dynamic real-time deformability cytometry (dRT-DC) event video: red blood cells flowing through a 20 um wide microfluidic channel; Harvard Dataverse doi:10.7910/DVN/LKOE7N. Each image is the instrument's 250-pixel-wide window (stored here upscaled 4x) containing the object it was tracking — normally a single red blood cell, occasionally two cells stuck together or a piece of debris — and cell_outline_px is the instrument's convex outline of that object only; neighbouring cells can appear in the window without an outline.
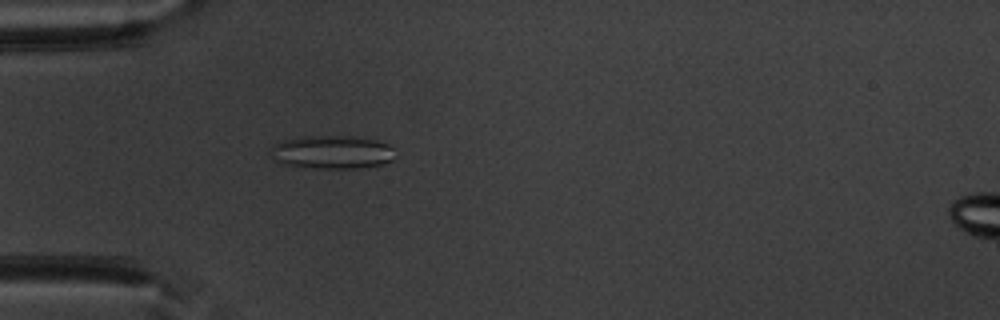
{"species": "common noctule bat (a hibernating species)", "species_latin": "Nyctalus noctula", "temperature_condition": "warm", "stored_images_in_passage": 52, "camera_frame_rate_fps": 3000, "um_per_image_px": 0.085, "animal": {"sex": "male", "body_mass_g": 20.1, "forearm_length_mm": 53.5}, "frame": {"image": 1, "passage_image": 16, "time_ms": 5.0, "image_size_px": [1000, 320], "cell_outline_px": [[392, 160], [384, 164], [356, 168], [300, 168], [284, 164], [272, 160], [272, 148], [276, 144], [284, 140], [300, 136], [348, 136], [376, 140], [388, 144], [392, 148]], "centroid_in_image_um": [28.18, 12.94], "position_along_channel_um": 56.8, "area_um2": 24.16}}
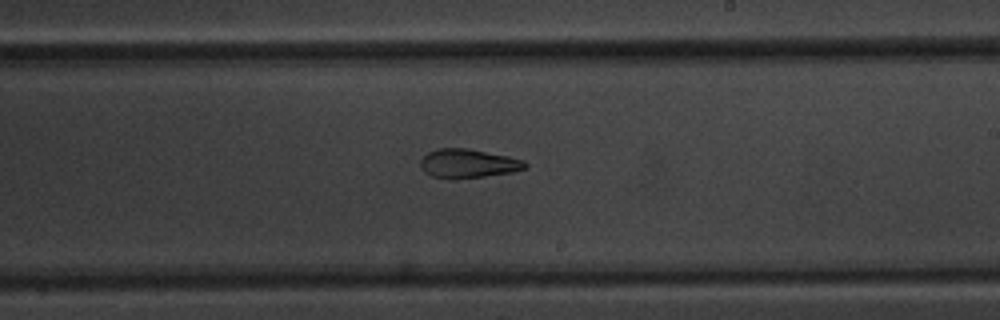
{"frame": {"image": 2, "passage_image": 31, "time_ms": 10.0, "image_size_px": [1000, 320], "cell_outline_px": [[528, 168], [512, 172], [484, 176], [432, 176], [424, 172], [420, 168], [420, 160], [428, 152], [436, 148], [468, 148], [508, 156], [524, 160], [528, 164]], "centroid_in_image_um": [39.82, 13.85], "position_along_channel_um": 249.2, "area_um2": 17.17}}
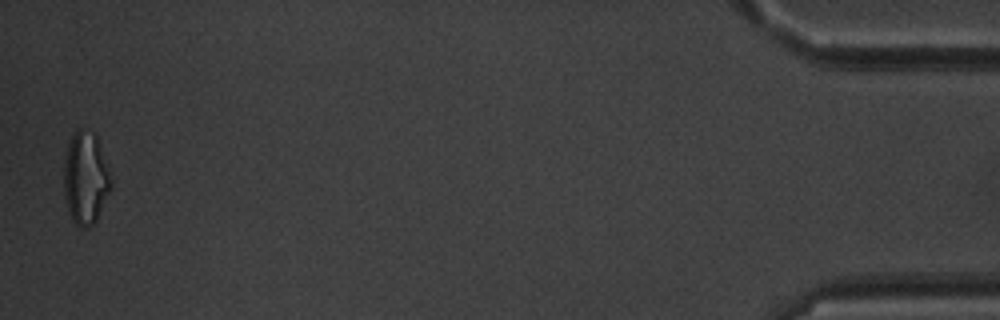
{"frame": {"image": 3, "passage_image": 51, "time_ms": 16.667, "image_size_px": [1000, 320], "cell_outline_px": [[112, 188], [96, 220], [88, 228], [80, 228], [72, 220], [68, 212], [64, 196], [64, 160], [68, 144], [76, 128], [80, 128], [96, 132], [112, 184]], "centroid_in_image_um": [7.26, 15.14], "position_along_channel_um": 427.9, "area_um2": 25.55}, "authors_computed_cell_mechanics": {"area_um2": 22.3686, "velocity_mm_per_s": 3.9827, "shape_relaxation_time_tau1_ms": null, "shape_relaxation_time_tau2_ms": 3.8891, "deformation_change_tau1": null, "deformation_change_tau2": 0.1318}}